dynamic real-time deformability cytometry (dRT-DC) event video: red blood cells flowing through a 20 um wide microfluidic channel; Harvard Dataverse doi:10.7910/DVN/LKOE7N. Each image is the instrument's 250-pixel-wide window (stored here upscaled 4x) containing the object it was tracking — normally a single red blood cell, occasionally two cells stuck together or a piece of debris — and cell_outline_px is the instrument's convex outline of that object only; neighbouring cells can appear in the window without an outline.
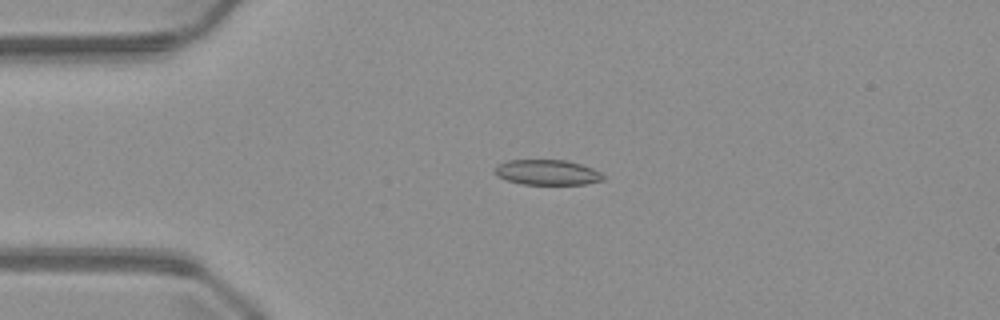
{"species": "common noctule bat (a hibernating species)", "species_latin": "Nyctalus noctula", "temperature_condition": "warm", "stored_images_in_passage": 42, "camera_frame_rate_fps": 3000, "um_per_image_px": 0.085, "animal": {"sex": "male", "body_mass_g": 23.1, "forearm_length_mm": 52.7}, "frame": {"image": 1, "passage_image": 3, "time_ms": 0.667, "image_size_px": [1000, 320], "cell_outline_px": [[604, 180], [584, 184], [524, 184], [508, 180], [496, 176], [492, 168], [496, 164], [508, 160], [568, 160], [592, 168], [600, 172], [604, 176]], "centroid_in_image_um": [46.47, 14.64], "position_along_channel_um": 38.5, "area_um2": 16.01}}
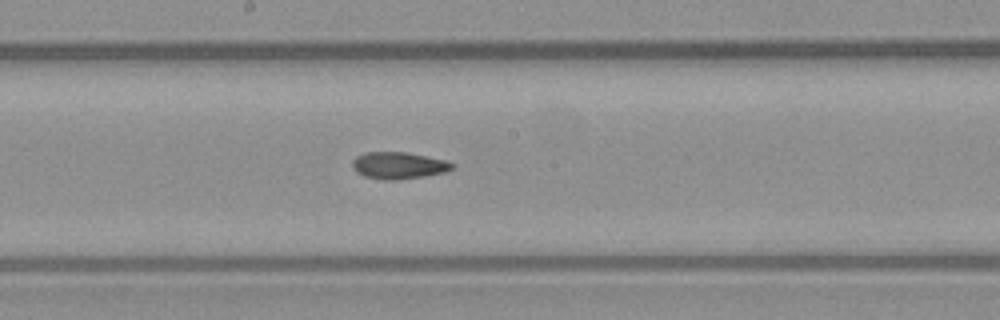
{"frame": {"image": 2, "passage_image": 18, "time_ms": 5.667, "image_size_px": [1000, 320], "cell_outline_px": [[456, 164], [452, 168], [444, 172], [424, 176], [400, 180], [384, 180], [364, 176], [356, 172], [352, 168], [352, 160], [356, 156], [364, 152], [408, 152], [448, 160]], "centroid_in_image_um": [33.88, 14.06], "position_along_channel_um": 214.3, "area_um2": 15.9}}
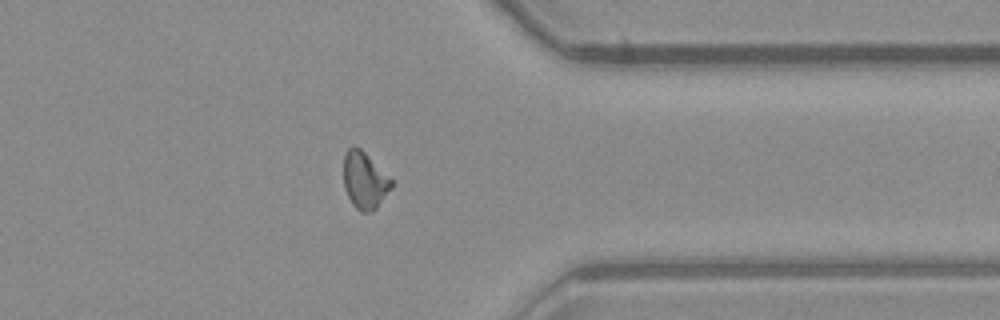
{"frame": {"image": 3, "passage_image": 31, "time_ms": 10.0, "image_size_px": [1000, 320], "cell_outline_px": [[392, 188], [376, 208], [372, 212], [360, 212], [352, 204], [344, 188], [344, 156], [348, 148], [360, 148], [392, 180]], "centroid_in_image_um": [30.99, 15.37], "position_along_channel_um": 380.4, "area_um2": 15.55}}